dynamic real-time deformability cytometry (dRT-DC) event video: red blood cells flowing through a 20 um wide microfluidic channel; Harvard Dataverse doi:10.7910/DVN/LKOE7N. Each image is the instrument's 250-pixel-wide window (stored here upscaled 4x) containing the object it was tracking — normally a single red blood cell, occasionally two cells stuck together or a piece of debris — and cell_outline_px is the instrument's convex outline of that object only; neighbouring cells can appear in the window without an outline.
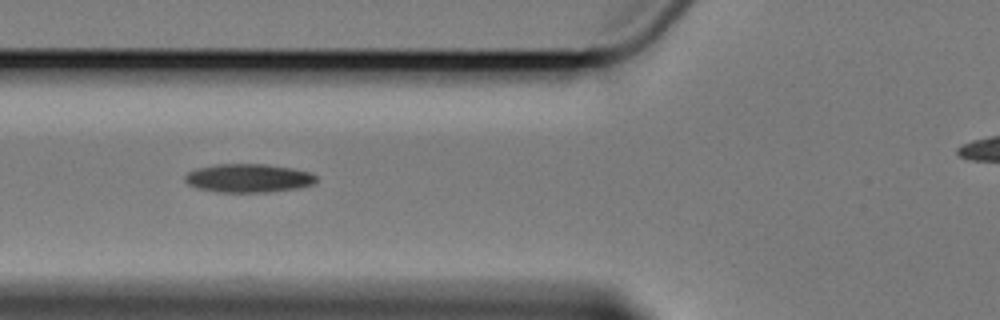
{"species": "Egyptian fruit bat (a non-hibernating species)", "species_latin": "Rousettus aegyptiacus", "temperature_condition": "cold", "stored_images_in_passage": 13, "camera_frame_rate_fps": 3000, "um_per_image_px": 0.085, "animal": {"sex": "female"}, "frame": {"image": 1, "passage_image": 5, "time_ms": 6.0, "image_size_px": [1000, 320], "cell_outline_px": [[316, 184], [300, 188], [268, 192], [216, 192], [196, 188], [188, 184], [184, 180], [184, 176], [188, 172], [196, 168], [216, 164], [268, 164], [292, 168], [312, 172], [316, 176]], "centroid_in_image_um": [21.13, 15.14], "position_along_channel_um": 104.7, "area_um2": 22.2}}
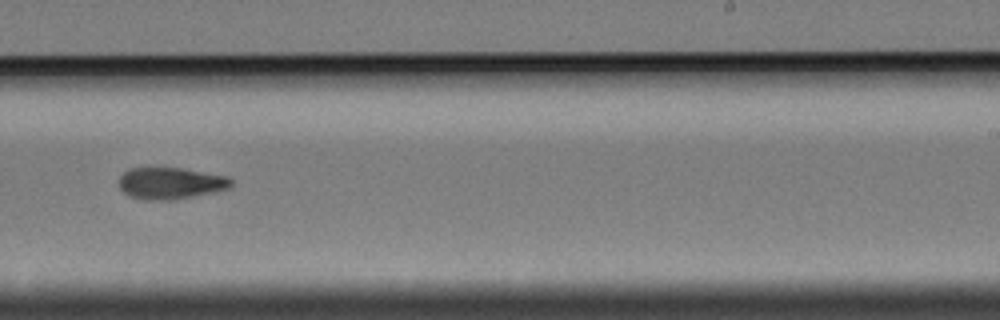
{"frame": {"image": 2, "passage_image": 9, "time_ms": 11.0, "image_size_px": [1000, 320], "cell_outline_px": [[232, 184], [228, 188], [212, 192], [172, 200], [144, 200], [128, 196], [120, 188], [120, 176], [128, 168], [184, 168], [228, 176], [232, 180]], "centroid_in_image_um": [14.48, 15.57], "position_along_channel_um": 274.5, "area_um2": 20.69}}
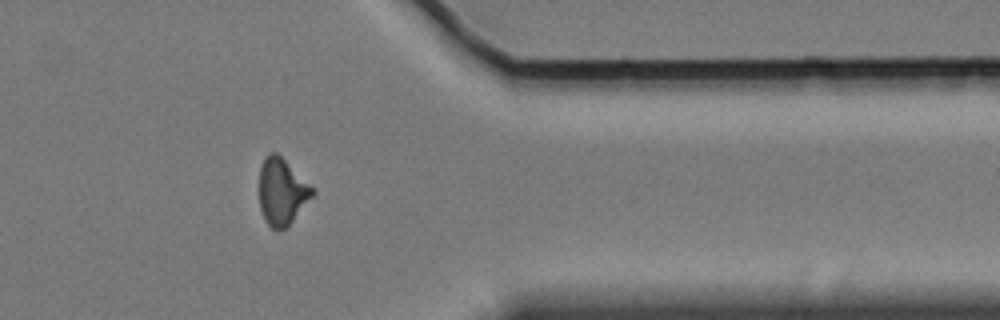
{"frame": {"image": 3, "passage_image": 12, "time_ms": 14.667, "image_size_px": [1000, 320], "cell_outline_px": [[316, 192], [292, 220], [284, 228], [272, 228], [268, 224], [260, 208], [260, 164], [264, 156], [268, 152], [276, 152]], "centroid_in_image_um": [23.92, 16.25], "position_along_channel_um": 387.5, "area_um2": 19.88}, "authors_computed_cell_mechanics": {"area_um2": 20.1722, "velocity_mm_per_s": 3.3835, "shape_relaxation_time_tau1_ms": null, "shape_relaxation_time_tau2_ms": 7.2013, "deformation_change_tau1": null, "deformation_change_tau2": 0.137}}